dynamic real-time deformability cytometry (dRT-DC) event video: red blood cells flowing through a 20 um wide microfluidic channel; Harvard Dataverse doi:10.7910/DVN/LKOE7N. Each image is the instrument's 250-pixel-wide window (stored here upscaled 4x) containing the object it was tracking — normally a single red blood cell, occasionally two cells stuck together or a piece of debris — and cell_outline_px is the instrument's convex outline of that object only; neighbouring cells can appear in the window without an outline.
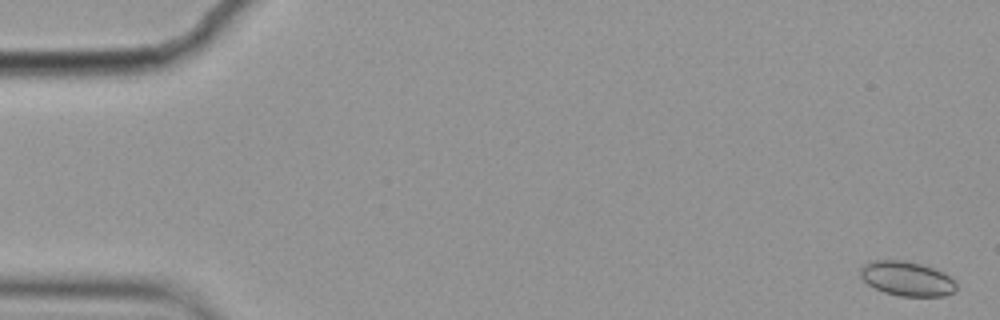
{"species": "common noctule bat (a hibernating species)", "species_latin": "Nyctalus noctula", "temperature_condition": "cold", "stored_images_in_passage": 6, "camera_frame_rate_fps": 3000, "um_per_image_px": 0.085, "animal": {"sex": "female", "body_mass_g": 19.9}, "frame": {"image": 1, "passage_image": 1, "time_ms": 0.0, "image_size_px": [1000, 320], "cell_outline_px": [[956, 292], [944, 296], [900, 296], [884, 292], [868, 284], [860, 276], [860, 268], [864, 264], [872, 260], [904, 260], [936, 268], [944, 272], [956, 284]], "centroid_in_image_um": [77.09, 23.68], "position_along_channel_um": 7.9, "area_um2": 19.36}}
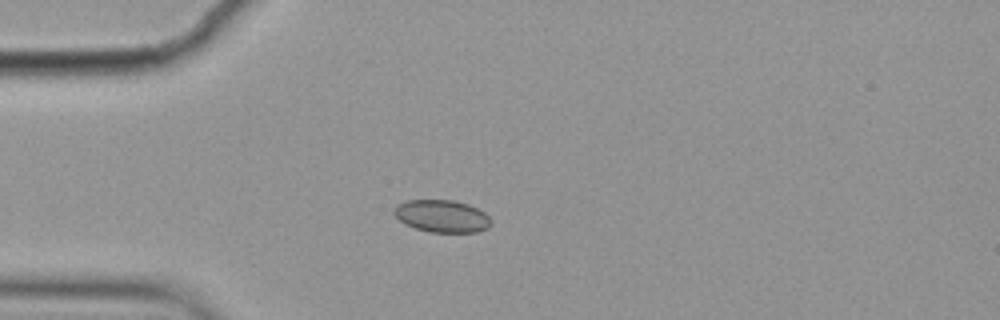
{"frame": {"image": 2, "passage_image": 5, "time_ms": 1.333, "image_size_px": [1000, 320], "cell_outline_px": [[492, 224], [488, 228], [476, 232], [432, 232], [416, 228], [404, 224], [392, 212], [396, 204], [408, 200], [452, 200], [468, 204], [484, 212], [492, 220]], "centroid_in_image_um": [37.56, 18.37], "position_along_channel_um": 47.4, "area_um2": 18.32}}
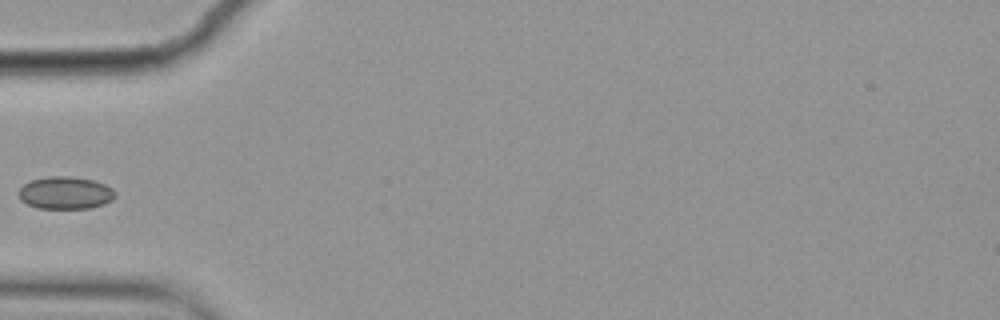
{"frame": {"image": 3, "passage_image": 6, "time_ms": 1.667, "image_size_px": [1000, 320], "cell_outline_px": [[116, 196], [112, 200], [104, 204], [88, 208], [36, 208], [20, 200], [16, 192], [24, 184], [32, 180], [48, 176], [72, 176], [92, 180], [104, 184], [112, 188], [116, 192]], "centroid_in_image_um": [5.54, 16.39], "position_along_channel_um": 79.5, "area_um2": 18.38}}